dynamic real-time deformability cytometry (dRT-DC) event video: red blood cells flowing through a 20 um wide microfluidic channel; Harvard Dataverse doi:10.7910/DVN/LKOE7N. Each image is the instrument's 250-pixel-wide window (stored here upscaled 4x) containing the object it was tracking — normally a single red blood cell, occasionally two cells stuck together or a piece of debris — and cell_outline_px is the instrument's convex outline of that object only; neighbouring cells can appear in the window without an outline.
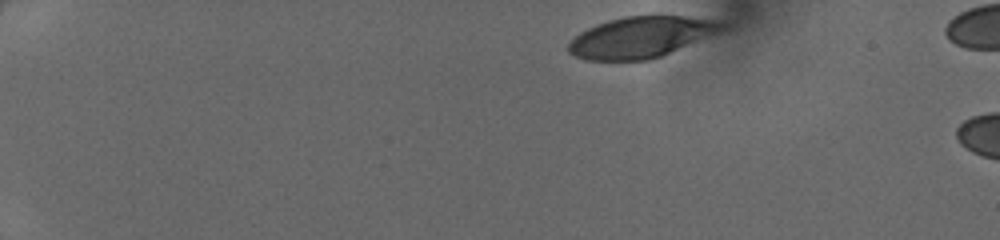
{"species": "human", "species_latin": "Homo sapiens", "temperature_condition": "cold", "stored_images_in_passage": 8, "camera_frame_rate_fps": 3000, "um_per_image_px": 0.085, "donor": {"sex": "female"}, "frame": {"image": 1, "passage_image": 1, "time_ms": 0.0, "image_size_px": [1000, 240], "cell_outline_px": [[732, 28], [728, 32], [660, 56], [648, 60], [588, 60], [576, 56], [568, 52], [568, 44], [580, 32], [596, 24], [608, 20], [624, 16], [684, 16], [720, 20], [732, 24]], "centroid_in_image_um": [54.69, 3.14], "position_along_channel_um": 30.3, "area_um2": 37.63}}
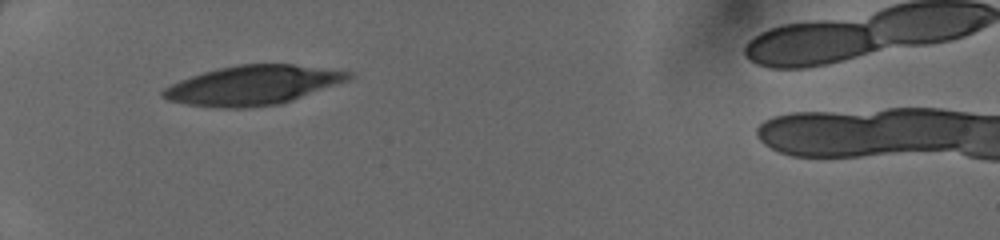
{"frame": {"image": 2, "passage_image": 6, "time_ms": 1.667, "image_size_px": [1000, 240], "cell_outline_px": [[352, 76], [348, 80], [292, 100], [280, 104], [244, 108], [224, 108], [188, 104], [168, 100], [160, 96], [160, 92], [164, 88], [180, 80], [204, 72], [220, 68], [240, 64], [292, 64], [352, 72]], "centroid_in_image_um": [21.46, 7.25], "position_along_channel_um": 63.5, "area_um2": 42.02}}